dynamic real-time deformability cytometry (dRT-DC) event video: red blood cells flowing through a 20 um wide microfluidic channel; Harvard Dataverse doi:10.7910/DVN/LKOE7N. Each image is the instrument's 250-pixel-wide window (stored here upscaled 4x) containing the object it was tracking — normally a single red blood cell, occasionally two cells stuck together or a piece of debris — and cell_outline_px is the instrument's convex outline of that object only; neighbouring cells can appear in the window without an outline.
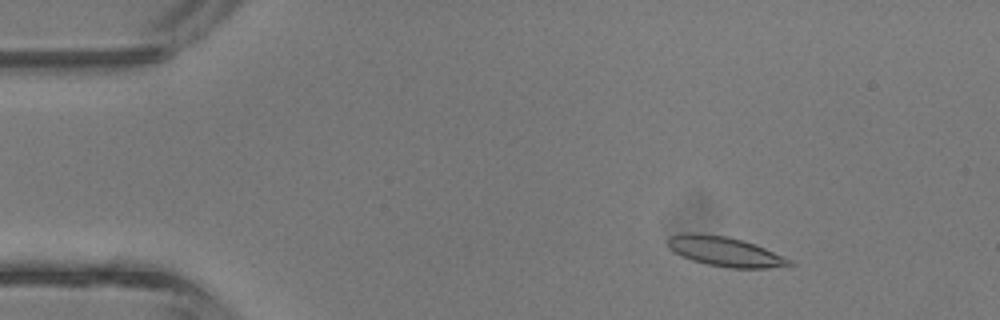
{"species": "common noctule bat (a hibernating species)", "species_latin": "Nyctalus noctula", "temperature_condition": "room temperature", "stored_images_in_passage": 42, "camera_frame_rate_fps": 3000, "um_per_image_px": 0.085, "animal": {"sex": "male", "body_mass_g": 13.3}, "frame": {"image": 1, "passage_image": 6, "time_ms": 1.667, "image_size_px": [1000, 320], "cell_outline_px": [[796, 264], [768, 268], [728, 268], [708, 264], [692, 260], [680, 256], [668, 248], [664, 240], [668, 236], [684, 232], [696, 232], [728, 236], [744, 240], [764, 248], [792, 260]], "centroid_in_image_um": [61.54, 21.36], "position_along_channel_um": 23.5, "area_um2": 21.39}}
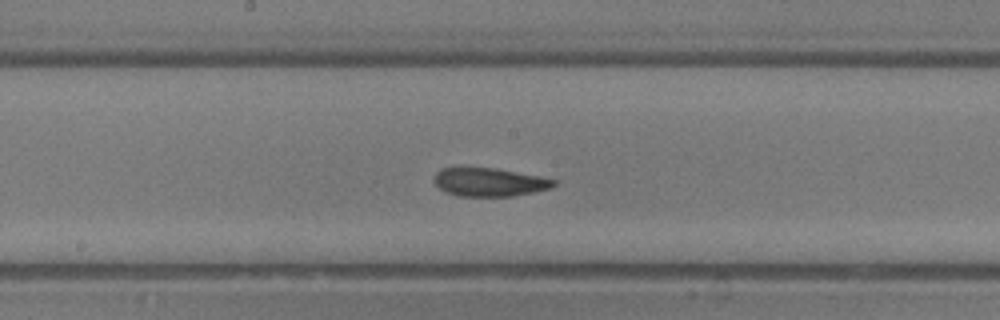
{"frame": {"image": 2, "passage_image": 22, "time_ms": 7.0, "image_size_px": [1000, 320], "cell_outline_px": [[556, 184], [552, 188], [512, 196], [460, 196], [448, 192], [440, 188], [432, 180], [436, 172], [440, 168], [496, 168], [540, 176], [556, 180]], "centroid_in_image_um": [41.6, 15.47], "position_along_channel_um": 206.6, "area_um2": 19.71}}
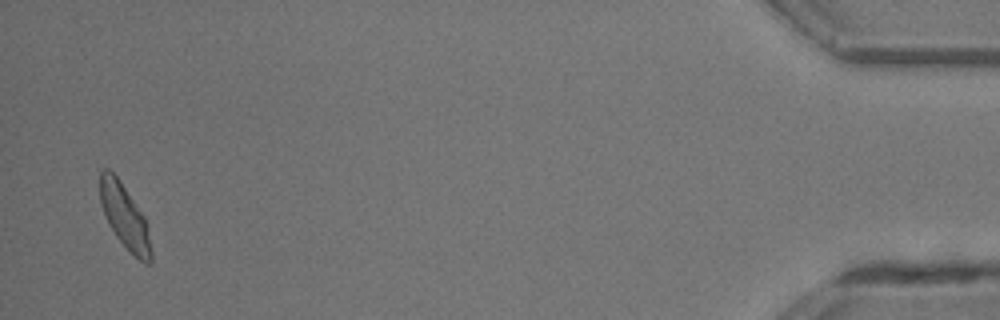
{"frame": {"image": 3, "passage_image": 41, "time_ms": 13.333, "image_size_px": [1000, 320], "cell_outline_px": [[152, 264], [144, 264], [116, 236], [100, 204], [100, 172], [104, 168], [108, 168], [116, 176], [144, 216], [148, 224], [152, 252]], "centroid_in_image_um": [10.63, 18.42], "position_along_channel_um": 424.6, "area_um2": 18.67}, "authors_computed_cell_mechanics": {"area_um2": 20.1144, "velocity_mm_per_s": 4.8824, "shape_relaxation_time_tau1_ms": 2.6999, "shape_relaxation_time_tau2_ms": 1.3207, "deformation_change_tau1": 0.127, "deformation_change_tau2": 0.0823}}